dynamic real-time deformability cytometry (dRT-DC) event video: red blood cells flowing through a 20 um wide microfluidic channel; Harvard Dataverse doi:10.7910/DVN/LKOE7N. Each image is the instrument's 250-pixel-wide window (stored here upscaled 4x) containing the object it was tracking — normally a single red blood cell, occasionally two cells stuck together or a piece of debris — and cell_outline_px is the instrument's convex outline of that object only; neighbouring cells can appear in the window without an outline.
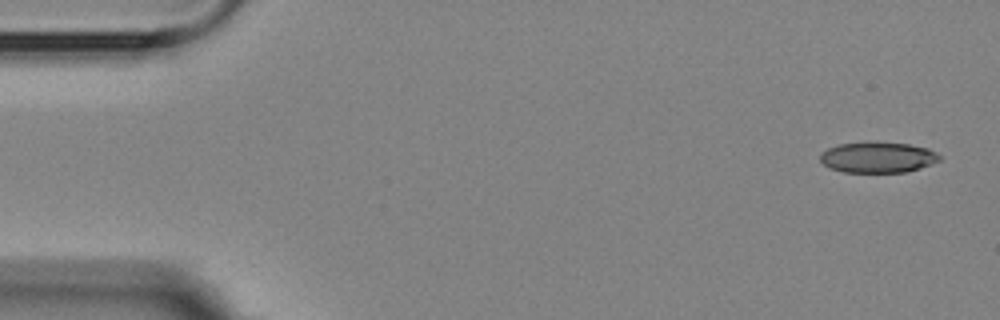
{"species": "Egyptian fruit bat (a non-hibernating species)", "species_latin": "Rousettus aegyptiacus", "temperature_condition": "room temperature", "stored_images_in_passage": 5, "segment_of_instrument_passage": [1, 2], "camera_frame_rate_fps": 3000, "um_per_image_px": 0.085, "animal": {"sex": "female"}, "frame": {"image": 1, "passage_image": 1, "time_ms": 0.0, "image_size_px": [1000, 320], "cell_outline_px": [[940, 160], [920, 168], [908, 172], [844, 172], [828, 168], [820, 160], [820, 152], [828, 148], [840, 144], [876, 140], [908, 144], [928, 148], [936, 152], [940, 156]], "centroid_in_image_um": [74.59, 13.35], "position_along_channel_um": 10.4, "area_um2": 21.79}}